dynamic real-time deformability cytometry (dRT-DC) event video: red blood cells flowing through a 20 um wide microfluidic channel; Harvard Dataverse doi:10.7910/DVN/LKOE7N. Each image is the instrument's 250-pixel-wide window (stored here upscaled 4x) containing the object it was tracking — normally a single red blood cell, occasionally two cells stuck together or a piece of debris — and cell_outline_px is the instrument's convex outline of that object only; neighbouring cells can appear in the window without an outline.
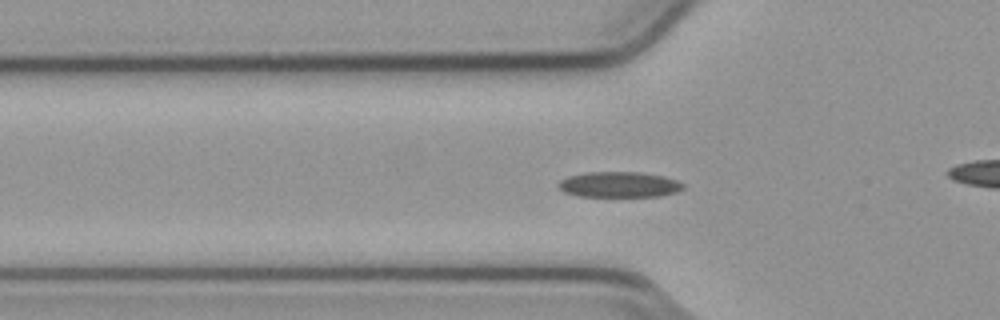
{"species": "common noctule bat (a hibernating species)", "species_latin": "Nyctalus noctula", "temperature_condition": "cold", "stored_images_in_passage": 49, "camera_frame_rate_fps": 3000, "um_per_image_px": 0.085, "animal": {"sex": "male", "body_mass_g": 23.1, "forearm_length_mm": 52.7}, "frame": {"image": 1, "passage_image": 18, "time_ms": 5.667, "image_size_px": [1000, 320], "cell_outline_px": [[684, 188], [676, 192], [660, 196], [580, 196], [564, 192], [556, 184], [560, 180], [568, 176], [588, 172], [640, 172], [664, 176], [676, 180], [684, 184]], "centroid_in_image_um": [52.63, 15.68], "position_along_channel_um": 73.2, "area_um2": 18.55}}
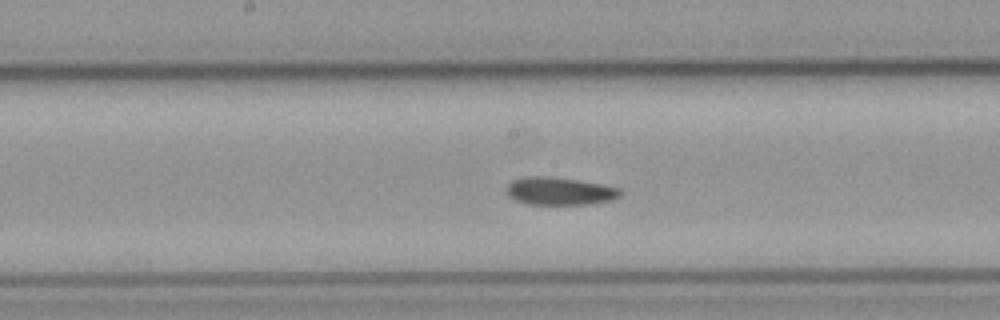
{"frame": {"image": 2, "passage_image": 28, "time_ms": 9.0, "image_size_px": [1000, 320], "cell_outline_px": [[620, 196], [612, 200], [588, 204], [528, 204], [516, 200], [508, 196], [508, 184], [512, 180], [524, 176], [544, 176], [576, 180], [600, 184], [620, 188]], "centroid_in_image_um": [47.55, 16.24], "position_along_channel_um": 200.6, "area_um2": 18.15}}
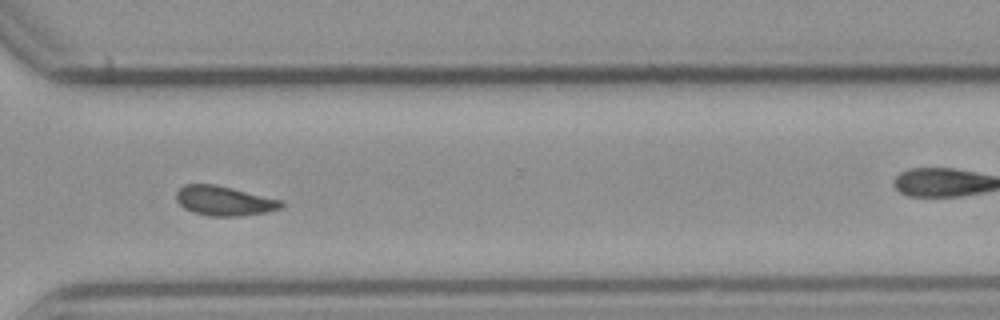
{"frame": {"image": 3, "passage_image": 40, "time_ms": 13.0, "image_size_px": [1000, 320], "cell_outline_px": [[284, 204], [280, 208], [264, 212], [240, 216], [208, 216], [192, 212], [184, 208], [176, 200], [176, 192], [184, 184], [216, 184], [284, 200]], "centroid_in_image_um": [19.05, 17.06], "position_along_channel_um": 351.6, "area_um2": 18.21}, "authors_computed_cell_mechanics": {"area_um2": 18.207, "velocity_mm_per_s": 3.7916, "shape_relaxation_time_tau1_ms": null, "shape_relaxation_time_tau2_ms": 2.7119, "deformation_change_tau1": null, "deformation_change_tau2": 0.06}}